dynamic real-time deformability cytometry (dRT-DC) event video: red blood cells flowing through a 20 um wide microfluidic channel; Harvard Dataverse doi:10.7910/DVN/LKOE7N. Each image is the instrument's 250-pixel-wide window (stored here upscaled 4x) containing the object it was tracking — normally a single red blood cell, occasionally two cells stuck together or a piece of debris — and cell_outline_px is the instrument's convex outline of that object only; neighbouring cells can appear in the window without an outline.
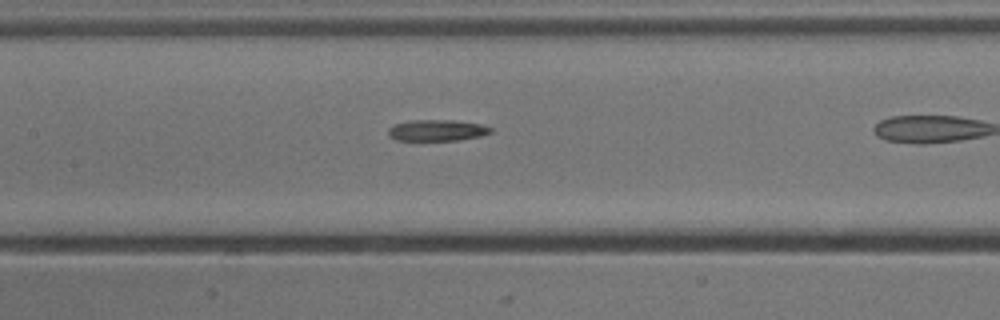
{"species": "common noctule bat (a hibernating species)", "species_latin": "Nyctalus noctula", "temperature_condition": "cold", "stored_images_in_passage": 8, "camera_frame_rate_fps": 3000, "um_per_image_px": 0.085, "animal": {"sex": "male", "body_mass_g": 13.3}, "frame": {"image": 1, "passage_image": 5, "time_ms": 1.333, "image_size_px": [1000, 320], "cell_outline_px": [[492, 132], [480, 136], [460, 140], [396, 140], [388, 136], [388, 128], [392, 124], [408, 120], [452, 120], [480, 124], [492, 128]], "centroid_in_image_um": [37.09, 11.07], "position_along_channel_um": 170.3, "area_um2": 12.77}}
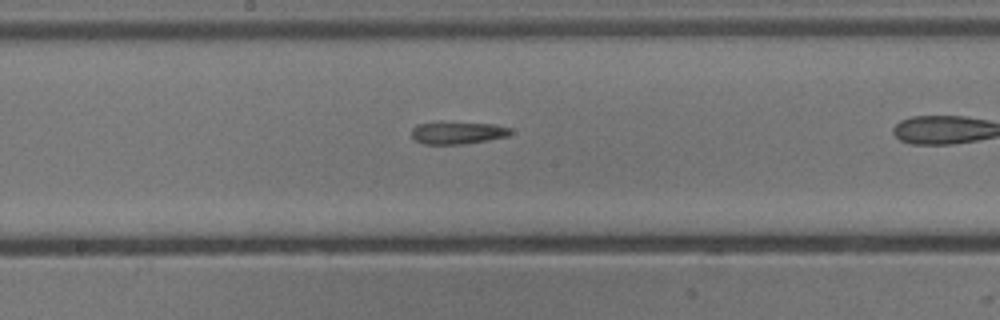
{"frame": {"image": 2, "passage_image": 8, "time_ms": 2.333, "image_size_px": [1000, 320], "cell_outline_px": [[512, 132], [508, 136], [488, 140], [464, 144], [424, 144], [412, 140], [412, 128], [416, 124], [440, 120], [492, 124], [512, 128]], "centroid_in_image_um": [38.84, 11.26], "position_along_channel_um": 209.4, "area_um2": 13.53}}